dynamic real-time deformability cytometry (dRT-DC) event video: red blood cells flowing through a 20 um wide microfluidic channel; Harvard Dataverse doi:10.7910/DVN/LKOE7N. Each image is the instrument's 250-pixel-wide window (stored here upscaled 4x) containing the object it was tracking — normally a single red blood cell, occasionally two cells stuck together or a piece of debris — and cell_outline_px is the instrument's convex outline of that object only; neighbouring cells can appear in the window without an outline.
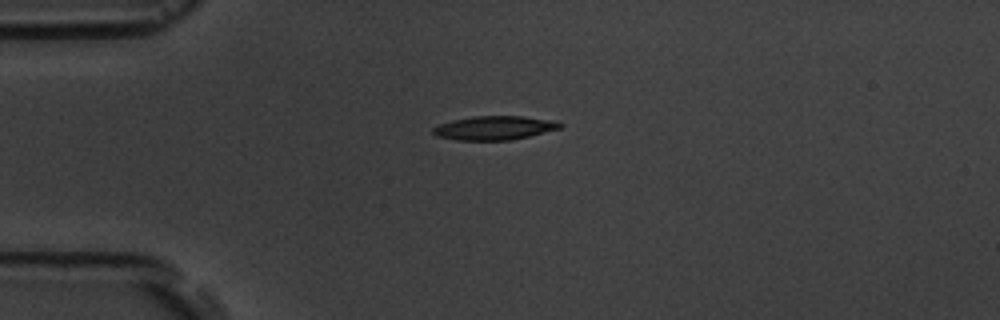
{"species": "common noctule bat (a hibernating species)", "species_latin": "Nyctalus noctula", "temperature_condition": "room temperature", "stored_images_in_passage": 5, "camera_frame_rate_fps": 3000, "um_per_image_px": 0.085, "animal": {"sex": "male", "body_mass_g": 19.5, "forearm_length_mm": 54.6}, "frame": {"image": 1, "passage_image": 1, "time_ms": 0.0, "image_size_px": [1000, 320], "cell_outline_px": [[564, 124], [560, 128], [528, 136], [508, 140], [456, 140], [436, 136], [432, 132], [432, 128], [440, 124], [452, 120], [472, 116], [524, 116], [548, 120]], "centroid_in_image_um": [41.96, 10.87], "position_along_channel_um": 43.0, "area_um2": 17.46}}
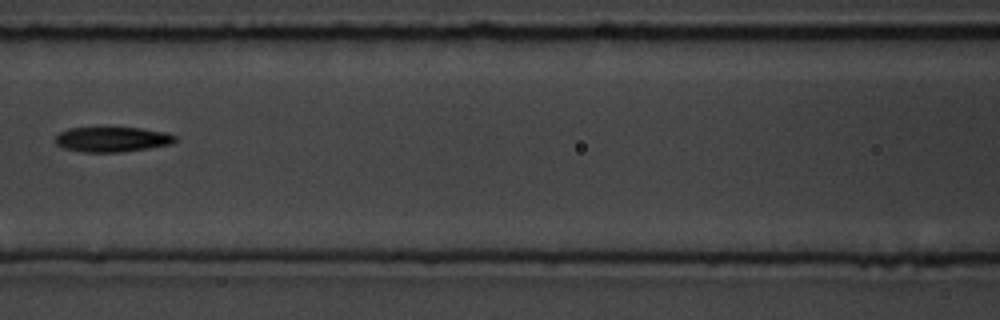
{"frame": {"image": 2, "passage_image": 4, "time_ms": 3.667, "image_size_px": [1000, 320], "cell_outline_px": [[176, 140], [172, 144], [148, 148], [120, 152], [84, 152], [64, 148], [56, 144], [56, 136], [60, 132], [68, 128], [140, 128], [164, 132], [176, 136]], "centroid_in_image_um": [9.53, 11.85], "position_along_channel_um": 157.1, "area_um2": 17.28}}
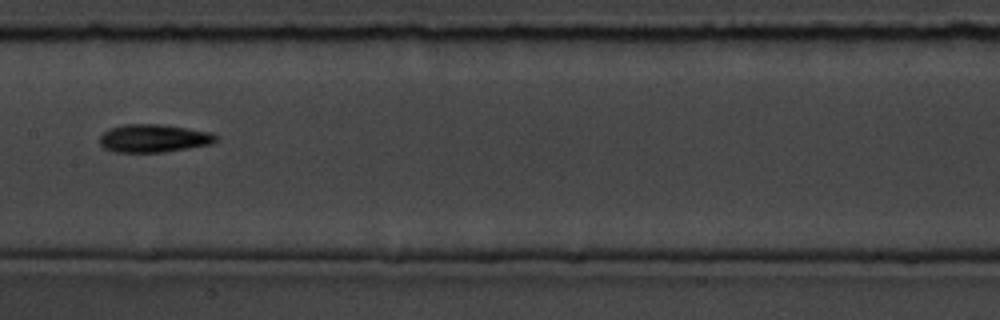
{"frame": {"image": 3, "passage_image": 5, "time_ms": 4.667, "image_size_px": [1000, 320], "cell_outline_px": [[216, 140], [212, 144], [164, 152], [112, 152], [104, 148], [100, 144], [100, 136], [104, 132], [112, 128], [124, 124], [160, 124], [208, 132], [216, 136]], "centroid_in_image_um": [13.02, 11.77], "position_along_channel_um": 194.4, "area_um2": 18.73}}